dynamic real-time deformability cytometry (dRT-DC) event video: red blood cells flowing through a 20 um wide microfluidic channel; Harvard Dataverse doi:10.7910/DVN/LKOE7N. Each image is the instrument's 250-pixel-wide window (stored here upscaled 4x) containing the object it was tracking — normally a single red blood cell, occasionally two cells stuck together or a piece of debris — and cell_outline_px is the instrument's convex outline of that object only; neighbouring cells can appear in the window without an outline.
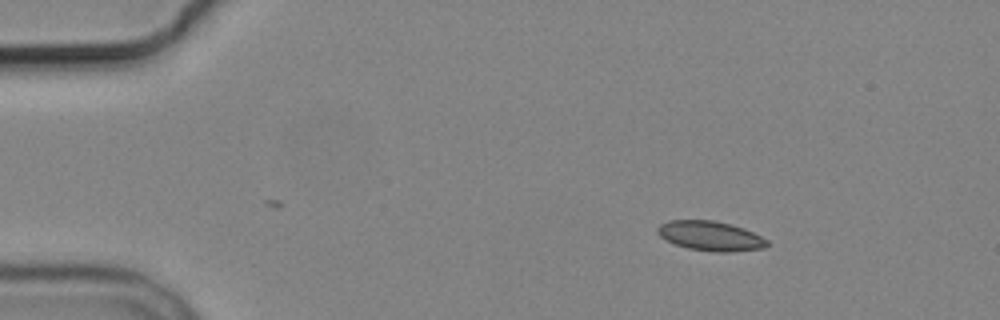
{"species": "common noctule bat (a hibernating species)", "species_latin": "Nyctalus noctula", "temperature_condition": "cold", "stored_images_in_passage": 6, "camera_frame_rate_fps": 3000, "um_per_image_px": 0.085, "animal": {"sex": "male", "body_mass_g": 19.2, "forearm_length_mm": 51.8}, "frame": {"image": 1, "passage_image": 1, "time_ms": 0.0, "image_size_px": [1000, 320], "cell_outline_px": [[768, 244], [764, 248], [732, 252], [712, 252], [688, 248], [676, 244], [660, 236], [656, 232], [656, 228], [660, 224], [668, 220], [712, 220], [744, 228], [768, 240]], "centroid_in_image_um": [60.37, 20.06], "position_along_channel_um": 24.6, "area_um2": 18.84}}
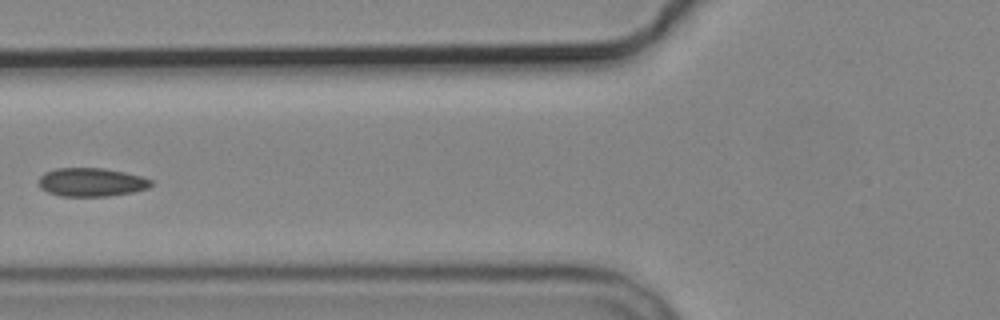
{"frame": {"image": 2, "passage_image": 5, "time_ms": 4.667, "image_size_px": [1000, 320], "cell_outline_px": [[152, 184], [148, 188], [132, 192], [108, 196], [60, 196], [48, 192], [40, 188], [40, 176], [44, 172], [56, 168], [104, 168], [124, 172], [140, 176], [152, 180]], "centroid_in_image_um": [7.76, 15.48], "position_along_channel_um": 118.0, "area_um2": 18.61}}
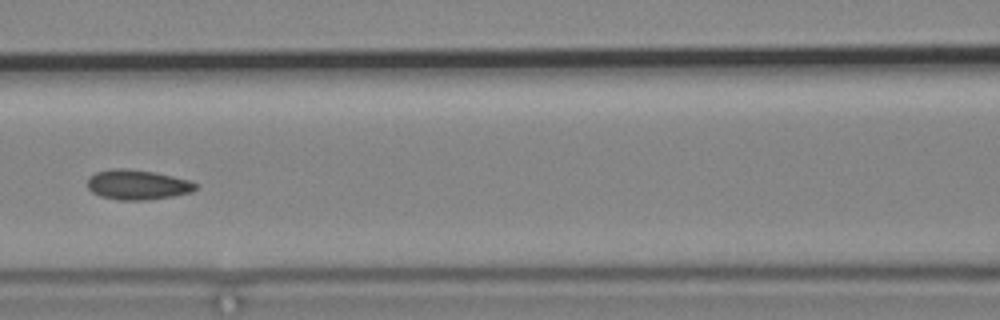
{"frame": {"image": 3, "passage_image": 6, "time_ms": 5.667, "image_size_px": [1000, 320], "cell_outline_px": [[200, 184], [192, 192], [172, 196], [148, 200], [120, 200], [100, 196], [92, 192], [88, 188], [88, 176], [96, 172], [112, 168], [124, 168], [156, 172], [188, 180]], "centroid_in_image_um": [11.68, 15.69], "position_along_channel_um": 154.9, "area_um2": 18.96}}